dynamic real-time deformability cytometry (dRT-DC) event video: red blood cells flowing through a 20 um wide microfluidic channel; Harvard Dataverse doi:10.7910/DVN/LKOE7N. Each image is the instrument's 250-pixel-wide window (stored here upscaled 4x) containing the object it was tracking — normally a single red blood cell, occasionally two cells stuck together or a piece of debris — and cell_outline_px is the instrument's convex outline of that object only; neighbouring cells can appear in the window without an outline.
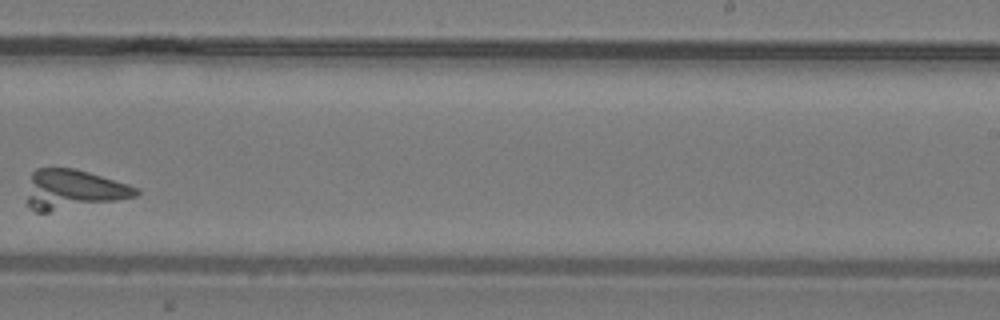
{"species": "common noctule bat (a hibernating species)", "species_latin": "Nyctalus noctula", "temperature_condition": "warm", "stored_images_in_passage": 25, "camera_frame_rate_fps": 3000, "um_per_image_px": 0.085, "animal": {"sex": "male", "body_mass_g": 19.2, "forearm_length_mm": 51.8}, "frame": {"image": 1, "passage_image": 14, "time_ms": 4.333, "image_size_px": [1000, 320], "cell_outline_px": [[140, 192], [136, 196], [116, 200], [48, 212], [36, 212], [24, 200], [32, 172], [36, 168], [76, 168], [128, 184], [140, 188]], "centroid_in_image_um": [6.19, 16.1], "position_along_channel_um": 282.8, "area_um2": 25.2}}
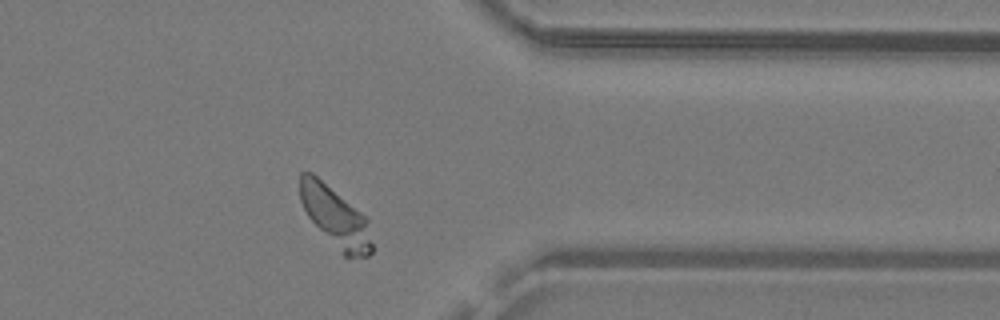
{"frame": {"image": 2, "passage_image": 19, "time_ms": 6.0, "image_size_px": [1000, 320], "cell_outline_px": [[372, 252], [368, 256], [344, 256], [308, 216], [300, 200], [300, 172], [312, 172], [360, 212], [368, 220], [372, 244]], "centroid_in_image_um": [28.51, 18.43], "position_along_channel_um": 382.9, "area_um2": 24.45}}